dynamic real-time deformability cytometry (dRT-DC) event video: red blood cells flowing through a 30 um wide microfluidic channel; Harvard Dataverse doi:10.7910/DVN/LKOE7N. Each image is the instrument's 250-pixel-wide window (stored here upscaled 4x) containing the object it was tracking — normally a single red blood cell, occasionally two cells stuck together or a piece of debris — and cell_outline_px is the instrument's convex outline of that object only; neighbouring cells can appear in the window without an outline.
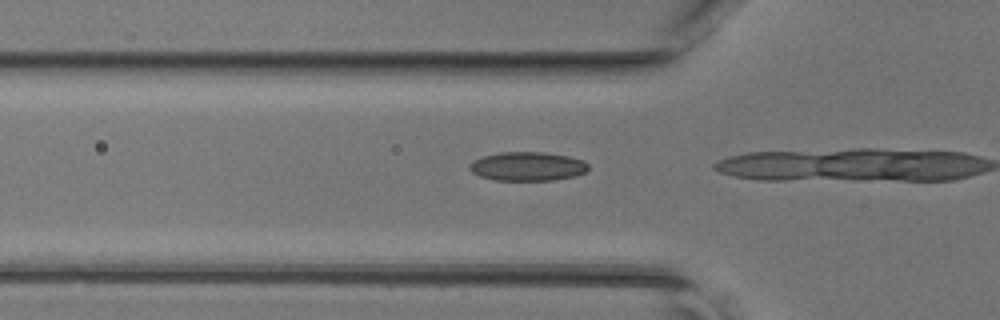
{"species": "common noctule bat (a hibernating species)", "species_latin": "Nyctalus noctula", "temperature_condition": "room temperature", "stored_images_in_passage": 4, "camera_frame_rate_fps": 3000, "um_per_image_px": 0.085, "animal": {"sex": "female", "body_mass_g": 17.0, "forearm_length_mm": 48.0}, "frame": {"image": 1, "passage_image": 2, "time_ms": 0.333, "image_size_px": [1000, 320], "cell_outline_px": [[588, 168], [584, 172], [576, 176], [552, 180], [492, 180], [480, 176], [472, 172], [468, 168], [468, 164], [472, 160], [484, 156], [500, 152], [544, 152], [568, 156], [584, 160], [588, 164]], "centroid_in_image_um": [44.81, 14.14], "position_along_channel_um": 81.0, "area_um2": 20.11}}